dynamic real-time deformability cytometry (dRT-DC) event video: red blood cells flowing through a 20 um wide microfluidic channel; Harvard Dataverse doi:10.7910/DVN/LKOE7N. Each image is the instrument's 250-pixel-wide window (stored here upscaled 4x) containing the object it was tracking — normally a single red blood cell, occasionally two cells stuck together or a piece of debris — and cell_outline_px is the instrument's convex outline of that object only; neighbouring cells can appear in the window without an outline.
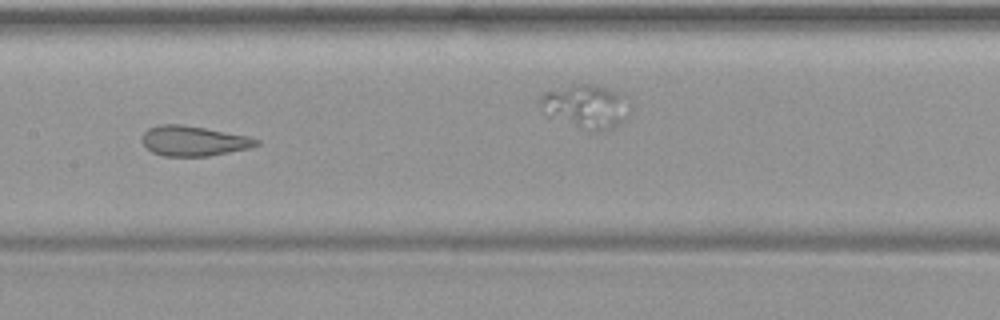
{"species": "common noctule bat (a hibernating species)", "species_latin": "Nyctalus noctula", "temperature_condition": "warm", "stored_images_in_passage": 35, "camera_frame_rate_fps": 3000, "um_per_image_px": 0.085, "animal": {"sex": "female", "body_mass_g": 19.9}, "frame": {"image": 1, "passage_image": 11, "time_ms": 3.333, "image_size_px": [1000, 320], "cell_outline_px": [[260, 144], [252, 148], [208, 156], [164, 156], [152, 152], [144, 144], [144, 132], [148, 128], [160, 124], [180, 124], [204, 128], [248, 136], [260, 140]], "centroid_in_image_um": [16.5, 11.98], "position_along_channel_um": 190.9, "area_um2": 19.88}}
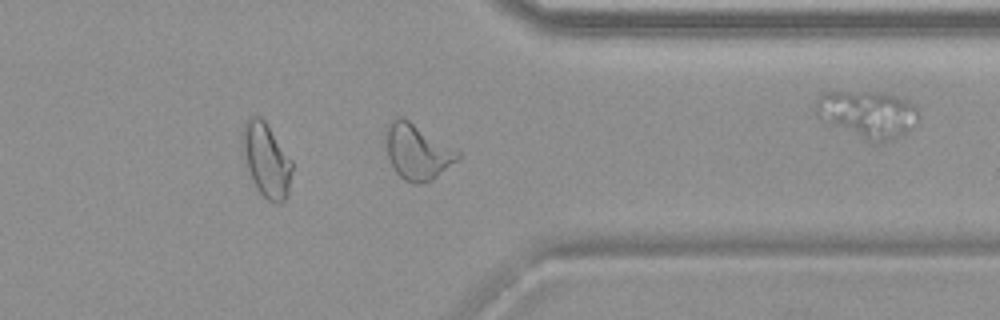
{"frame": {"image": 2, "passage_image": 25, "time_ms": 8.0, "image_size_px": [1000, 320], "cell_outline_px": [[460, 156], [456, 160], [432, 180], [420, 184], [412, 184], [404, 180], [396, 172], [388, 156], [384, 140], [384, 132], [388, 124], [396, 116], [400, 116], [408, 120], [460, 152]], "centroid_in_image_um": [35.41, 12.9], "position_along_channel_um": 376.0, "area_um2": 23.0}}